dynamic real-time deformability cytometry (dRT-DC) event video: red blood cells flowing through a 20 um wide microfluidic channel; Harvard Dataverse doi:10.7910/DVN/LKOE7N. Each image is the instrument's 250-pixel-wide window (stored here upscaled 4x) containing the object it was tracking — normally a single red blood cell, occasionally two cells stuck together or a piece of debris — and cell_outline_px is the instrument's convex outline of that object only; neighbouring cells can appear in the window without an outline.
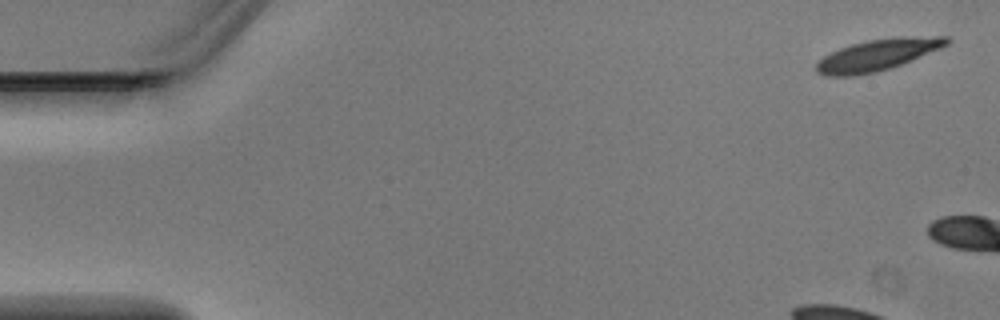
{"species": "Egyptian fruit bat (a non-hibernating species)", "species_latin": "Rousettus aegyptiacus", "temperature_condition": "warm", "stored_images_in_passage": 2, "camera_frame_rate_fps": 3000, "um_per_image_px": 0.085, "animal": {"sex": "male"}, "frame": {"image": 1, "passage_image": 1, "time_ms": 0.0, "image_size_px": [1000, 320], "cell_outline_px": [[952, 40], [948, 44], [940, 48], [900, 64], [876, 72], [852, 76], [828, 76], [816, 72], [816, 64], [824, 56], [840, 48], [852, 44], [868, 40], [900, 36], [948, 36]], "centroid_in_image_um": [74.6, 4.65], "position_along_channel_um": 10.4, "area_um2": 23.58}}